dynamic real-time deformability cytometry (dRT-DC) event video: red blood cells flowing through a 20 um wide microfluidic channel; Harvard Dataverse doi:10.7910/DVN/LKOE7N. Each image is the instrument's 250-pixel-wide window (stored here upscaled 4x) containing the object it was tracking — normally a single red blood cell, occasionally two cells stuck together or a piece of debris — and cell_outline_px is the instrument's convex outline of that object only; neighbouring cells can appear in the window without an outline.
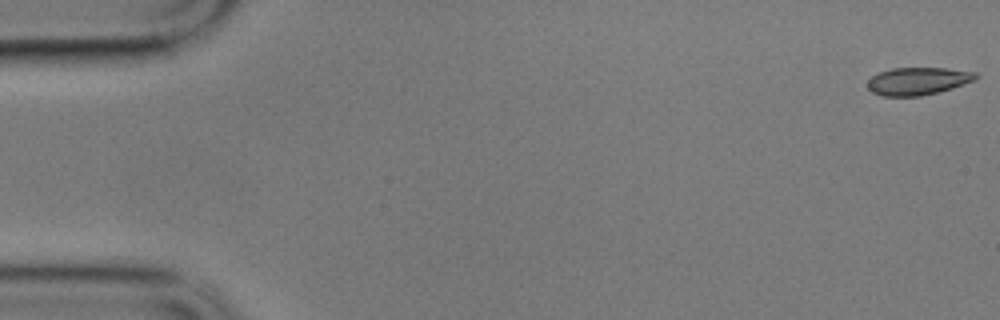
{"species": "common noctule bat (a hibernating species)", "species_latin": "Nyctalus noctula", "temperature_condition": "cold", "stored_images_in_passage": 60, "camera_frame_rate_fps": 3000, "um_per_image_px": 0.085, "animal": {"sex": "male", "body_mass_g": 17.9}, "frame": {"image": 1, "passage_image": 1, "time_ms": 0.0, "image_size_px": [1000, 320], "cell_outline_px": [[980, 76], [976, 80], [952, 88], [920, 96], [884, 96], [872, 92], [868, 88], [868, 80], [872, 76], [880, 72], [892, 68], [944, 68], [976, 72]], "centroid_in_image_um": [78.04, 6.89], "position_along_channel_um": 7.0, "area_um2": 17.34}}
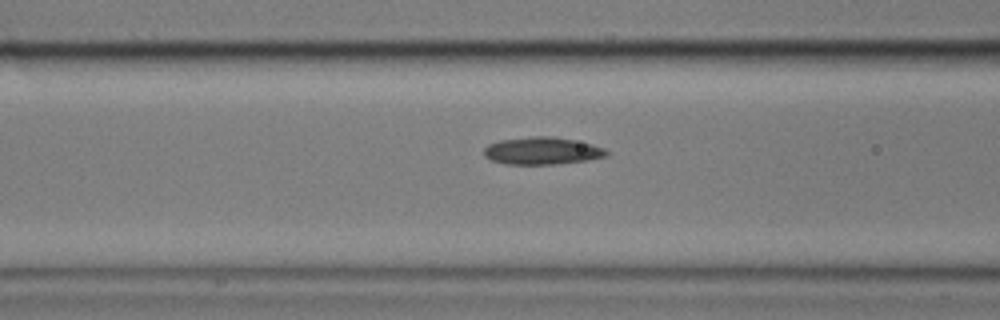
{"frame": {"image": 2, "passage_image": 24, "time_ms": 7.667, "image_size_px": [1000, 320], "cell_outline_px": [[608, 156], [588, 160], [556, 164], [504, 164], [492, 160], [484, 156], [484, 148], [488, 144], [500, 140], [532, 136], [552, 136], [592, 144], [604, 148], [608, 152]], "centroid_in_image_um": [46.07, 12.82], "position_along_channel_um": 120.5, "area_um2": 19.54}}
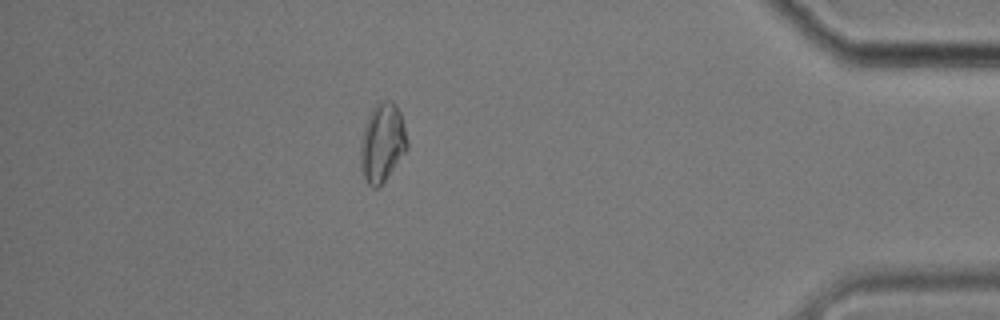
{"frame": {"image": 3, "passage_image": 53, "time_ms": 17.333, "image_size_px": [1000, 320], "cell_outline_px": [[408, 148], [384, 180], [376, 188], [372, 188], [364, 180], [360, 164], [360, 144], [364, 128], [368, 116], [376, 100], [388, 100], [396, 104], [400, 112], [408, 144]], "centroid_in_image_um": [32.47, 12.1], "position_along_channel_um": 402.7, "area_um2": 21.33}}